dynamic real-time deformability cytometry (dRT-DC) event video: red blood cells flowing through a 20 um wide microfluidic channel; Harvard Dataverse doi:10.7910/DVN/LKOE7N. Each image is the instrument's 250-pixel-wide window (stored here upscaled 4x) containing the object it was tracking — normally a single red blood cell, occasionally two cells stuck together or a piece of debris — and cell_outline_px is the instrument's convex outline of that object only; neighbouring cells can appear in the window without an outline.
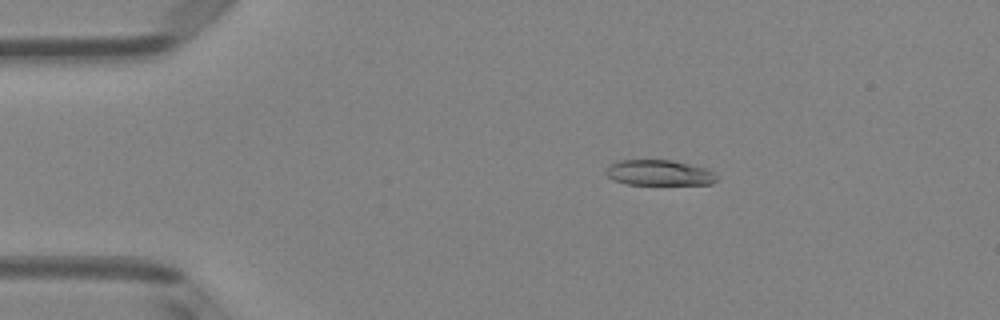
{"species": "Egyptian fruit bat (a non-hibernating species)", "species_latin": "Rousettus aegyptiacus", "temperature_condition": "room temperature", "stored_images_in_passage": 50, "camera_frame_rate_fps": 3000, "um_per_image_px": 0.085, "animal": {"sex": "female"}, "frame": {"image": 1, "passage_image": 9, "time_ms": 2.667, "image_size_px": [1000, 320], "cell_outline_px": [[716, 180], [712, 184], [628, 184], [616, 180], [608, 176], [604, 172], [612, 164], [620, 160], [672, 160], [708, 168], [716, 172]], "centroid_in_image_um": [56.09, 14.68], "position_along_channel_um": 28.9, "area_um2": 16.36}}
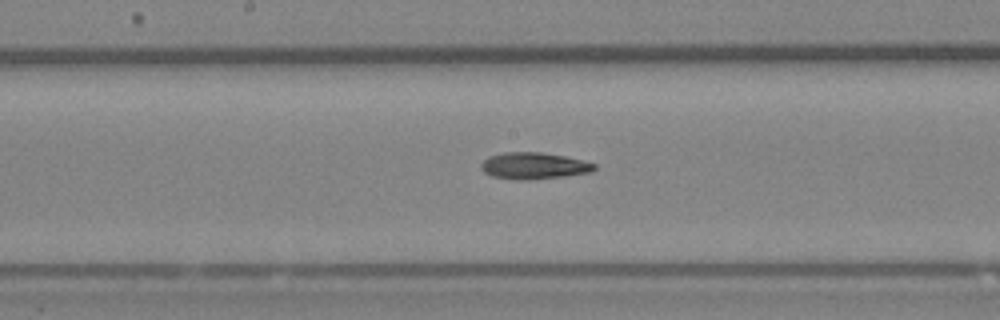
{"frame": {"image": 2, "passage_image": 26, "time_ms": 8.333, "image_size_px": [1000, 320], "cell_outline_px": [[596, 168], [592, 172], [564, 176], [532, 180], [516, 180], [492, 176], [484, 172], [480, 168], [480, 164], [488, 156], [504, 152], [540, 152], [564, 156], [596, 164]], "centroid_in_image_um": [45.34, 14.1], "position_along_channel_um": 202.9, "area_um2": 17.63}}
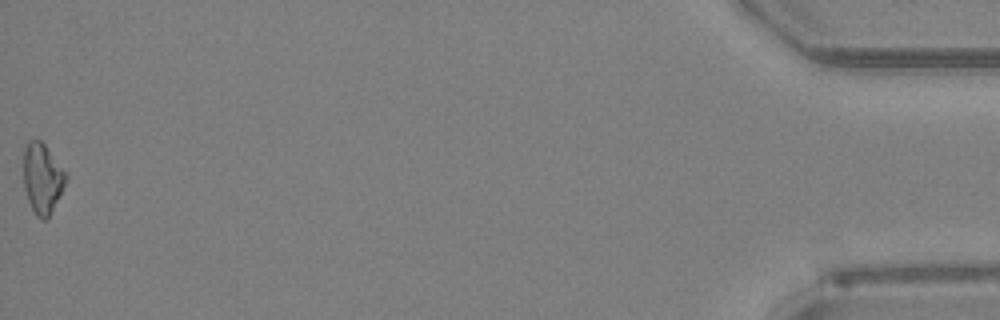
{"frame": {"image": 3, "passage_image": 50, "time_ms": 16.333, "image_size_px": [1000, 320], "cell_outline_px": [[68, 176], [60, 196], [48, 220], [40, 220], [36, 216], [28, 200], [24, 188], [24, 148], [28, 140], [40, 140], [44, 144]], "centroid_in_image_um": [3.6, 15.2], "position_along_channel_um": 431.6, "area_um2": 17.28}, "authors_computed_cell_mechanics": {"area_um2": 17.2244, "velocity_mm_per_s": 4.0861, "shape_relaxation_time_tau1_ms": 3.8693, "shape_relaxation_time_tau2_ms": null, "deformation_change_tau1": 0.1285, "deformation_change_tau2": null}}